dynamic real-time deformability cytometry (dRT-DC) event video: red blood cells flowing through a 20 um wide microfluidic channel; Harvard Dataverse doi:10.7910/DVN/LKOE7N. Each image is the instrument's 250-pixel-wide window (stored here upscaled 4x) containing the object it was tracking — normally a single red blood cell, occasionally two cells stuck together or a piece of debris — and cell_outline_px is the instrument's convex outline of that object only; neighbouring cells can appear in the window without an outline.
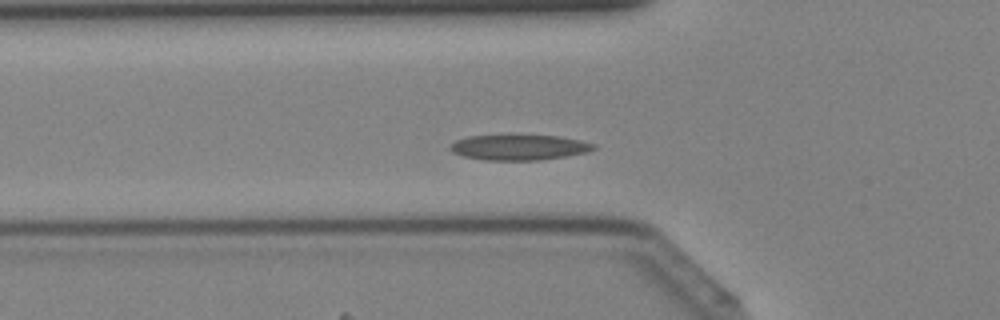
{"species": "Egyptian fruit bat (a non-hibernating species)", "species_latin": "Rousettus aegyptiacus", "temperature_condition": "cold", "stored_images_in_passage": 41, "camera_frame_rate_fps": 3000, "um_per_image_px": 0.085, "animal": {"sex": "female"}, "frame": {"image": 1, "passage_image": 13, "time_ms": 4.0, "image_size_px": [1000, 320], "cell_outline_px": [[596, 148], [588, 152], [540, 160], [484, 160], [464, 156], [452, 152], [448, 148], [456, 140], [468, 136], [512, 132], [560, 136], [580, 140], [596, 144]], "centroid_in_image_um": [44.1, 12.47], "position_along_channel_um": 81.7, "area_um2": 22.31}}
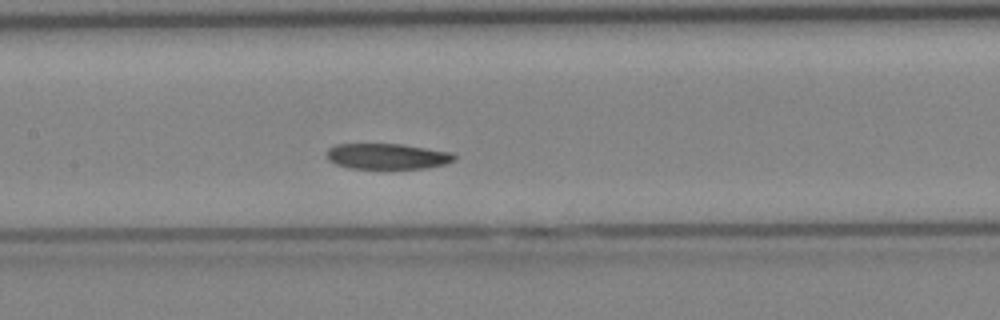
{"frame": {"image": 2, "passage_image": 19, "time_ms": 6.0, "image_size_px": [1000, 320], "cell_outline_px": [[456, 160], [444, 164], [424, 168], [348, 168], [336, 164], [328, 160], [324, 152], [328, 148], [336, 144], [400, 144], [452, 152], [456, 156]], "centroid_in_image_um": [32.88, 13.28], "position_along_channel_um": 174.5, "area_um2": 19.13}}
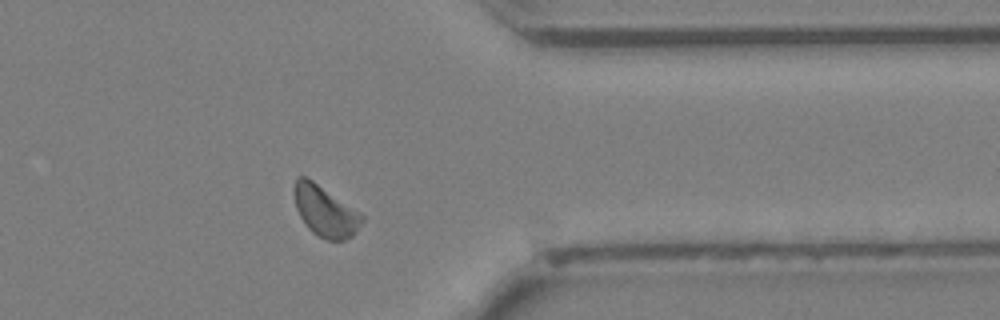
{"frame": {"image": 3, "passage_image": 33, "time_ms": 10.667, "image_size_px": [1000, 320], "cell_outline_px": [[364, 220], [352, 236], [344, 240], [328, 240], [312, 232], [308, 228], [300, 216], [296, 208], [292, 188], [296, 176], [304, 176], [312, 180], [364, 216]], "centroid_in_image_um": [27.59, 17.94], "position_along_channel_um": 383.8, "area_um2": 19.77}}